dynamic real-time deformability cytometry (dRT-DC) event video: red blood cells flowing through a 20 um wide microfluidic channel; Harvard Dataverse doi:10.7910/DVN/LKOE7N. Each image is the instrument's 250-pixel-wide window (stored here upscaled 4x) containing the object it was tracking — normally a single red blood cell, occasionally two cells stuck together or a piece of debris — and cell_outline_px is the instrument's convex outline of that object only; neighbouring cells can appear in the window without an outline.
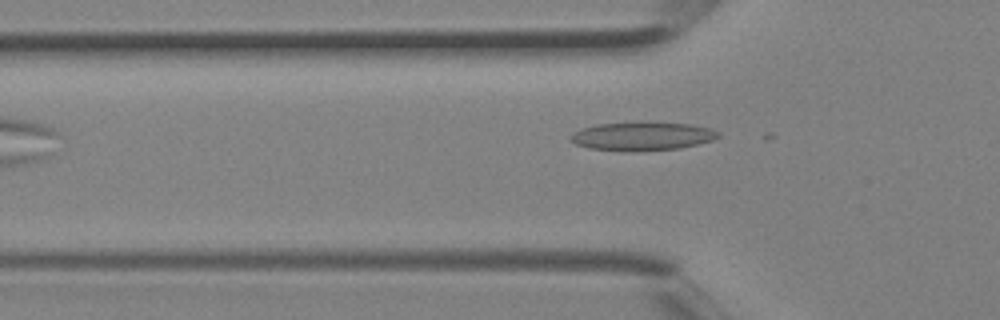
{"species": "Egyptian fruit bat (a non-hibernating species)", "species_latin": "Rousettus aegyptiacus", "temperature_condition": "room temperature", "stored_images_in_passage": 4, "camera_frame_rate_fps": 3000, "um_per_image_px": 0.085, "animal": {"sex": "female"}, "frame": {"image": 1, "passage_image": 4, "time_ms": 1.0, "image_size_px": [1000, 320], "cell_outline_px": [[720, 136], [712, 140], [680, 148], [588, 148], [576, 144], [568, 140], [568, 136], [572, 132], [580, 128], [596, 124], [692, 124], [708, 128], [720, 132]], "centroid_in_image_um": [54.55, 11.55], "position_along_channel_um": 71.2, "area_um2": 22.72}}